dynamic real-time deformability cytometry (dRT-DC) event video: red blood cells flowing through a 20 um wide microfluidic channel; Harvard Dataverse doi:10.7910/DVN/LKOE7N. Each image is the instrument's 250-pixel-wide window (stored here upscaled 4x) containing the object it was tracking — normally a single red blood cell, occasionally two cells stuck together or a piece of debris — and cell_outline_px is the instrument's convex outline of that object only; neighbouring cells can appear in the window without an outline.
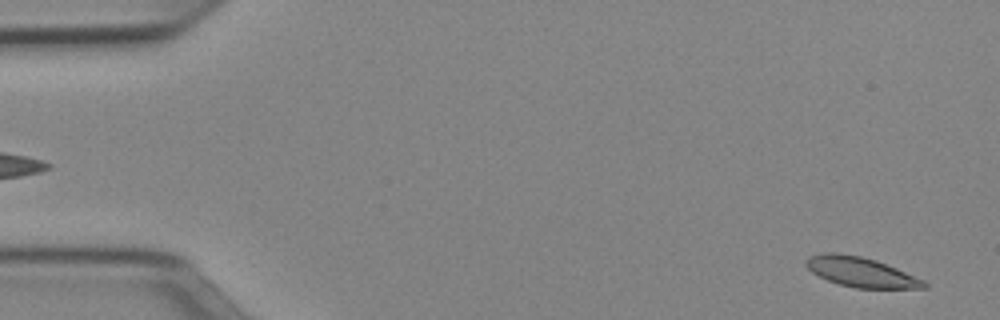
{"species": "Egyptian fruit bat (a non-hibernating species)", "species_latin": "Rousettus aegyptiacus", "temperature_condition": "cold", "stored_images_in_passage": 51, "camera_frame_rate_fps": 3000, "um_per_image_px": 0.085, "animal": {"sex": "female"}, "frame": {"image": 1, "passage_image": 2, "time_ms": 0.333, "image_size_px": [1000, 320], "cell_outline_px": [[928, 288], [856, 288], [840, 284], [828, 280], [812, 272], [804, 264], [804, 260], [808, 256], [824, 252], [836, 252], [860, 256], [876, 260], [896, 268], [924, 280], [928, 284]], "centroid_in_image_um": [73.15, 23.11], "position_along_channel_um": 11.8, "area_um2": 20.46}}
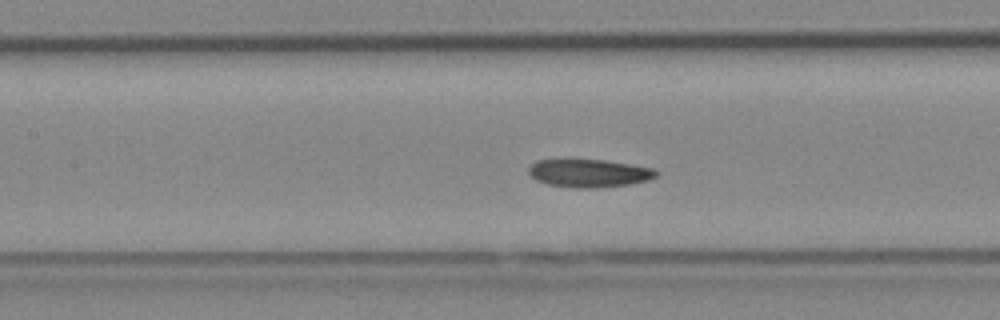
{"frame": {"image": 2, "passage_image": 23, "time_ms": 7.333, "image_size_px": [1000, 320], "cell_outline_px": [[660, 172], [656, 176], [648, 180], [632, 184], [596, 188], [576, 188], [548, 184], [536, 180], [528, 172], [528, 168], [536, 160], [564, 156], [568, 156], [604, 160], [632, 164], [656, 168]], "centroid_in_image_um": [50.04, 14.66], "position_along_channel_um": 157.4, "area_um2": 21.96}}
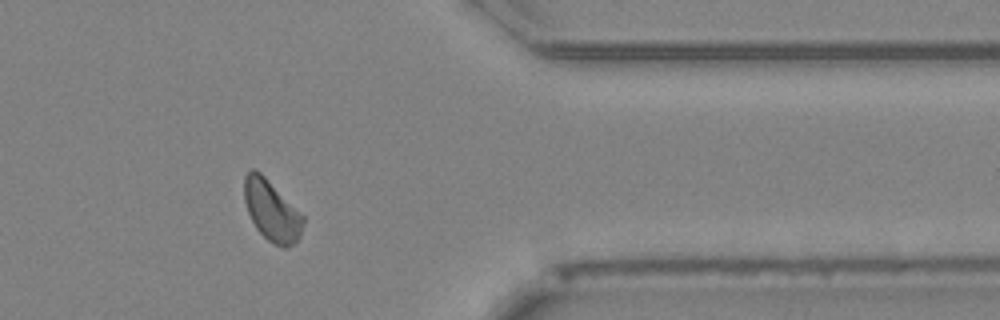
{"frame": {"image": 3, "passage_image": 42, "time_ms": 13.667, "image_size_px": [1000, 320], "cell_outline_px": [[304, 224], [300, 236], [292, 244], [284, 248], [272, 244], [256, 228], [248, 212], [244, 200], [244, 176], [252, 168], [256, 168], [304, 216]], "centroid_in_image_um": [23.08, 17.9], "position_along_channel_um": 388.3, "area_um2": 20.63}, "authors_computed_cell_mechanics": {"area_um2": 20.9236, "velocity_mm_per_s": 3.9059, "shape_relaxation_time_tau1_ms": 4.9027, "shape_relaxation_time_tau2_ms": 5.1875, "deformation_change_tau1": 0.0842, "deformation_change_tau2": 0.0965}}